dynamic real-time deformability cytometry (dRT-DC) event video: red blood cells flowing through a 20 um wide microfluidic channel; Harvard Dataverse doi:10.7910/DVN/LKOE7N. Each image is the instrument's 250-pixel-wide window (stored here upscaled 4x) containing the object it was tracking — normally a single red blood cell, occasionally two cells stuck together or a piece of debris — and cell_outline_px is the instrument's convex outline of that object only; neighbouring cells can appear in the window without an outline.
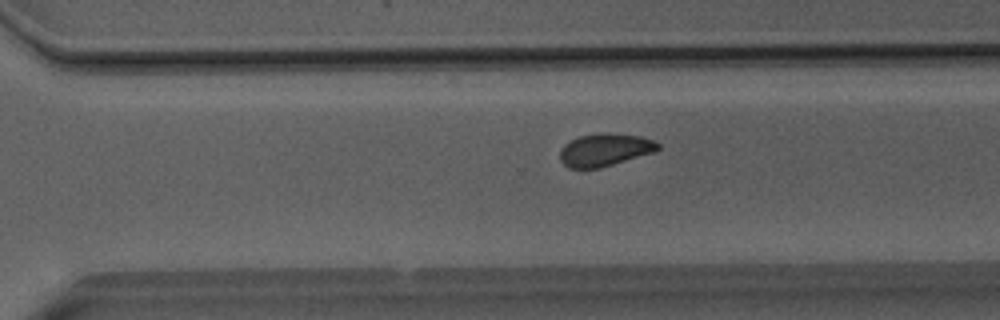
{"species": "Egyptian fruit bat (a non-hibernating species)", "species_latin": "Rousettus aegyptiacus", "temperature_condition": "room temperature", "stored_images_in_passage": 47, "camera_frame_rate_fps": 3000, "um_per_image_px": 0.085, "animal": {"sex": "male"}, "frame": {"image": 1, "passage_image": 32, "time_ms": 10.333, "image_size_px": [1000, 320], "cell_outline_px": [[660, 148], [656, 152], [600, 168], [568, 168], [560, 160], [560, 148], [564, 144], [580, 136], [596, 132], [608, 132], [640, 136], [652, 140], [660, 144]], "centroid_in_image_um": [51.42, 12.73], "position_along_channel_um": 319.2, "area_um2": 18.9}}
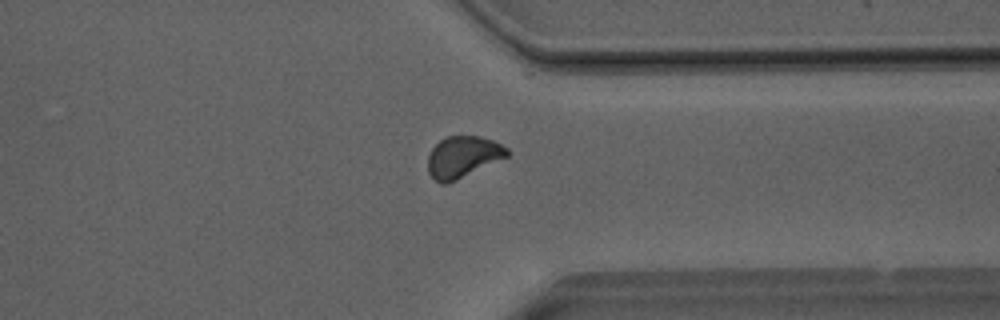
{"frame": {"image": 2, "passage_image": 36, "time_ms": 11.667, "image_size_px": [1000, 320], "cell_outline_px": [[508, 156], [448, 184], [440, 184], [428, 172], [428, 152], [440, 140], [448, 136], [480, 136], [492, 140], [508, 148]], "centroid_in_image_um": [39.32, 13.34], "position_along_channel_um": 372.1, "area_um2": 19.07}}
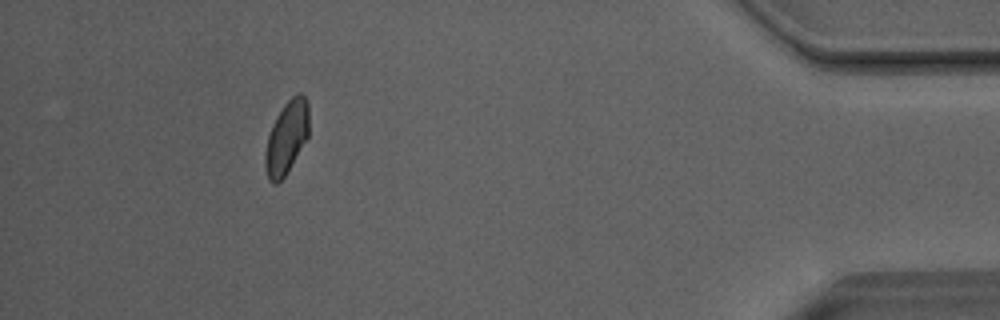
{"frame": {"image": 3, "passage_image": 43, "time_ms": 14.0, "image_size_px": [1000, 320], "cell_outline_px": [[308, 136], [284, 176], [276, 184], [272, 184], [268, 180], [264, 164], [264, 156], [268, 136], [272, 124], [276, 116], [284, 104], [296, 92], [300, 92], [308, 100]], "centroid_in_image_um": [24.34, 11.66], "position_along_channel_um": 410.9, "area_um2": 18.5}, "authors_computed_cell_mechanics": {"area_um2": 19.1318, "velocity_mm_per_s": 4.0526, "shape_relaxation_time_tau1_ms": null, "shape_relaxation_time_tau2_ms": 1.4322, "deformation_change_tau1": null, "deformation_change_tau2": 0.0679}}